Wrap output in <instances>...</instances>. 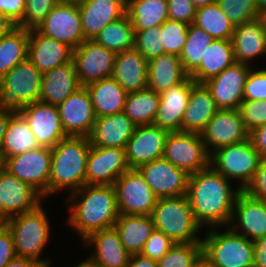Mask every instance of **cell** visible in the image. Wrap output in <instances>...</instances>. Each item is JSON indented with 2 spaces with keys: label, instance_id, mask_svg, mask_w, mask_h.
<instances>
[{
  "label": "cell",
  "instance_id": "obj_1",
  "mask_svg": "<svg viewBox=\"0 0 266 267\" xmlns=\"http://www.w3.org/2000/svg\"><path fill=\"white\" fill-rule=\"evenodd\" d=\"M231 181L211 165L189 175L187 198L197 223L203 228L229 226L239 187L233 190Z\"/></svg>",
  "mask_w": 266,
  "mask_h": 267
},
{
  "label": "cell",
  "instance_id": "obj_2",
  "mask_svg": "<svg viewBox=\"0 0 266 267\" xmlns=\"http://www.w3.org/2000/svg\"><path fill=\"white\" fill-rule=\"evenodd\" d=\"M68 224L82 241L92 233L114 227L119 211L113 185H84L69 194Z\"/></svg>",
  "mask_w": 266,
  "mask_h": 267
},
{
  "label": "cell",
  "instance_id": "obj_3",
  "mask_svg": "<svg viewBox=\"0 0 266 267\" xmlns=\"http://www.w3.org/2000/svg\"><path fill=\"white\" fill-rule=\"evenodd\" d=\"M91 148L89 137L67 136L51 148L48 197L69 189V194L86 185V165ZM57 192V193H56Z\"/></svg>",
  "mask_w": 266,
  "mask_h": 267
},
{
  "label": "cell",
  "instance_id": "obj_4",
  "mask_svg": "<svg viewBox=\"0 0 266 267\" xmlns=\"http://www.w3.org/2000/svg\"><path fill=\"white\" fill-rule=\"evenodd\" d=\"M156 230L174 243H202L200 229L192 213L187 195L159 198L151 213Z\"/></svg>",
  "mask_w": 266,
  "mask_h": 267
},
{
  "label": "cell",
  "instance_id": "obj_5",
  "mask_svg": "<svg viewBox=\"0 0 266 267\" xmlns=\"http://www.w3.org/2000/svg\"><path fill=\"white\" fill-rule=\"evenodd\" d=\"M40 204L32 211L21 213L6 220V227L11 232L18 257H26L38 261L42 265L51 264L50 259H41L51 238L50 222Z\"/></svg>",
  "mask_w": 266,
  "mask_h": 267
},
{
  "label": "cell",
  "instance_id": "obj_6",
  "mask_svg": "<svg viewBox=\"0 0 266 267\" xmlns=\"http://www.w3.org/2000/svg\"><path fill=\"white\" fill-rule=\"evenodd\" d=\"M225 228L224 233L219 227L207 229L202 239L203 257L214 267H253V241Z\"/></svg>",
  "mask_w": 266,
  "mask_h": 267
},
{
  "label": "cell",
  "instance_id": "obj_7",
  "mask_svg": "<svg viewBox=\"0 0 266 267\" xmlns=\"http://www.w3.org/2000/svg\"><path fill=\"white\" fill-rule=\"evenodd\" d=\"M262 159L249 137L214 151L210 155V165L230 181H240L239 189L245 191L253 181Z\"/></svg>",
  "mask_w": 266,
  "mask_h": 267
},
{
  "label": "cell",
  "instance_id": "obj_8",
  "mask_svg": "<svg viewBox=\"0 0 266 267\" xmlns=\"http://www.w3.org/2000/svg\"><path fill=\"white\" fill-rule=\"evenodd\" d=\"M42 73L27 58L0 79V105L11 110L39 101Z\"/></svg>",
  "mask_w": 266,
  "mask_h": 267
},
{
  "label": "cell",
  "instance_id": "obj_9",
  "mask_svg": "<svg viewBox=\"0 0 266 267\" xmlns=\"http://www.w3.org/2000/svg\"><path fill=\"white\" fill-rule=\"evenodd\" d=\"M119 214L151 215L158 197L138 169H129L113 185Z\"/></svg>",
  "mask_w": 266,
  "mask_h": 267
},
{
  "label": "cell",
  "instance_id": "obj_10",
  "mask_svg": "<svg viewBox=\"0 0 266 267\" xmlns=\"http://www.w3.org/2000/svg\"><path fill=\"white\" fill-rule=\"evenodd\" d=\"M163 158L189 175L210 165L201 134L195 132H169Z\"/></svg>",
  "mask_w": 266,
  "mask_h": 267
},
{
  "label": "cell",
  "instance_id": "obj_11",
  "mask_svg": "<svg viewBox=\"0 0 266 267\" xmlns=\"http://www.w3.org/2000/svg\"><path fill=\"white\" fill-rule=\"evenodd\" d=\"M51 161V148L40 146L5 159L3 168L28 183L45 199L48 197Z\"/></svg>",
  "mask_w": 266,
  "mask_h": 267
},
{
  "label": "cell",
  "instance_id": "obj_12",
  "mask_svg": "<svg viewBox=\"0 0 266 267\" xmlns=\"http://www.w3.org/2000/svg\"><path fill=\"white\" fill-rule=\"evenodd\" d=\"M116 53L94 40H85L73 50V62L81 86L112 77Z\"/></svg>",
  "mask_w": 266,
  "mask_h": 267
},
{
  "label": "cell",
  "instance_id": "obj_13",
  "mask_svg": "<svg viewBox=\"0 0 266 267\" xmlns=\"http://www.w3.org/2000/svg\"><path fill=\"white\" fill-rule=\"evenodd\" d=\"M200 134L211 155L219 148L247 140L250 133L238 109H219Z\"/></svg>",
  "mask_w": 266,
  "mask_h": 267
},
{
  "label": "cell",
  "instance_id": "obj_14",
  "mask_svg": "<svg viewBox=\"0 0 266 267\" xmlns=\"http://www.w3.org/2000/svg\"><path fill=\"white\" fill-rule=\"evenodd\" d=\"M17 111L27 121L40 146L53 148L67 137L56 105L37 101L21 107Z\"/></svg>",
  "mask_w": 266,
  "mask_h": 267
},
{
  "label": "cell",
  "instance_id": "obj_15",
  "mask_svg": "<svg viewBox=\"0 0 266 267\" xmlns=\"http://www.w3.org/2000/svg\"><path fill=\"white\" fill-rule=\"evenodd\" d=\"M36 29L73 50L85 41L78 5L56 4Z\"/></svg>",
  "mask_w": 266,
  "mask_h": 267
},
{
  "label": "cell",
  "instance_id": "obj_16",
  "mask_svg": "<svg viewBox=\"0 0 266 267\" xmlns=\"http://www.w3.org/2000/svg\"><path fill=\"white\" fill-rule=\"evenodd\" d=\"M57 107L66 136H90L97 117L86 86L78 88Z\"/></svg>",
  "mask_w": 266,
  "mask_h": 267
},
{
  "label": "cell",
  "instance_id": "obj_17",
  "mask_svg": "<svg viewBox=\"0 0 266 267\" xmlns=\"http://www.w3.org/2000/svg\"><path fill=\"white\" fill-rule=\"evenodd\" d=\"M43 196L28 183L0 169V216L5 220L37 208Z\"/></svg>",
  "mask_w": 266,
  "mask_h": 267
},
{
  "label": "cell",
  "instance_id": "obj_18",
  "mask_svg": "<svg viewBox=\"0 0 266 267\" xmlns=\"http://www.w3.org/2000/svg\"><path fill=\"white\" fill-rule=\"evenodd\" d=\"M128 166L125 149L91 146L86 165V185H114Z\"/></svg>",
  "mask_w": 266,
  "mask_h": 267
},
{
  "label": "cell",
  "instance_id": "obj_19",
  "mask_svg": "<svg viewBox=\"0 0 266 267\" xmlns=\"http://www.w3.org/2000/svg\"><path fill=\"white\" fill-rule=\"evenodd\" d=\"M251 65L235 62L204 84L219 109H238L244 100L243 91Z\"/></svg>",
  "mask_w": 266,
  "mask_h": 267
},
{
  "label": "cell",
  "instance_id": "obj_20",
  "mask_svg": "<svg viewBox=\"0 0 266 267\" xmlns=\"http://www.w3.org/2000/svg\"><path fill=\"white\" fill-rule=\"evenodd\" d=\"M138 170L158 198L187 194L189 174L164 158L143 164Z\"/></svg>",
  "mask_w": 266,
  "mask_h": 267
},
{
  "label": "cell",
  "instance_id": "obj_21",
  "mask_svg": "<svg viewBox=\"0 0 266 267\" xmlns=\"http://www.w3.org/2000/svg\"><path fill=\"white\" fill-rule=\"evenodd\" d=\"M169 132L158 126H136L132 137L125 146V153L130 169L163 158L166 139Z\"/></svg>",
  "mask_w": 266,
  "mask_h": 267
},
{
  "label": "cell",
  "instance_id": "obj_22",
  "mask_svg": "<svg viewBox=\"0 0 266 267\" xmlns=\"http://www.w3.org/2000/svg\"><path fill=\"white\" fill-rule=\"evenodd\" d=\"M229 227L251 241L266 236V202L241 191L236 198Z\"/></svg>",
  "mask_w": 266,
  "mask_h": 267
},
{
  "label": "cell",
  "instance_id": "obj_23",
  "mask_svg": "<svg viewBox=\"0 0 266 267\" xmlns=\"http://www.w3.org/2000/svg\"><path fill=\"white\" fill-rule=\"evenodd\" d=\"M196 82L188 76L160 94L159 108L153 124L168 132H181V122L189 102L191 87Z\"/></svg>",
  "mask_w": 266,
  "mask_h": 267
},
{
  "label": "cell",
  "instance_id": "obj_24",
  "mask_svg": "<svg viewBox=\"0 0 266 267\" xmlns=\"http://www.w3.org/2000/svg\"><path fill=\"white\" fill-rule=\"evenodd\" d=\"M83 243L95 247L86 259L90 264L98 267H128L131 254L124 248L115 227L92 233Z\"/></svg>",
  "mask_w": 266,
  "mask_h": 267
},
{
  "label": "cell",
  "instance_id": "obj_25",
  "mask_svg": "<svg viewBox=\"0 0 266 267\" xmlns=\"http://www.w3.org/2000/svg\"><path fill=\"white\" fill-rule=\"evenodd\" d=\"M72 58L71 47L40 33L36 28L29 29L28 59L42 74L72 61Z\"/></svg>",
  "mask_w": 266,
  "mask_h": 267
},
{
  "label": "cell",
  "instance_id": "obj_26",
  "mask_svg": "<svg viewBox=\"0 0 266 267\" xmlns=\"http://www.w3.org/2000/svg\"><path fill=\"white\" fill-rule=\"evenodd\" d=\"M85 40H93L109 23L126 15L127 0H87L78 6Z\"/></svg>",
  "mask_w": 266,
  "mask_h": 267
},
{
  "label": "cell",
  "instance_id": "obj_27",
  "mask_svg": "<svg viewBox=\"0 0 266 267\" xmlns=\"http://www.w3.org/2000/svg\"><path fill=\"white\" fill-rule=\"evenodd\" d=\"M235 61L250 65V60L266 54V19L259 17L253 21L235 26L232 36Z\"/></svg>",
  "mask_w": 266,
  "mask_h": 267
},
{
  "label": "cell",
  "instance_id": "obj_28",
  "mask_svg": "<svg viewBox=\"0 0 266 267\" xmlns=\"http://www.w3.org/2000/svg\"><path fill=\"white\" fill-rule=\"evenodd\" d=\"M135 128L124 112L98 117L89 136L91 146L125 149Z\"/></svg>",
  "mask_w": 266,
  "mask_h": 267
},
{
  "label": "cell",
  "instance_id": "obj_29",
  "mask_svg": "<svg viewBox=\"0 0 266 267\" xmlns=\"http://www.w3.org/2000/svg\"><path fill=\"white\" fill-rule=\"evenodd\" d=\"M80 87L72 60L42 74L39 101L58 106Z\"/></svg>",
  "mask_w": 266,
  "mask_h": 267
},
{
  "label": "cell",
  "instance_id": "obj_30",
  "mask_svg": "<svg viewBox=\"0 0 266 267\" xmlns=\"http://www.w3.org/2000/svg\"><path fill=\"white\" fill-rule=\"evenodd\" d=\"M112 77L127 92L148 87V61L135 48L116 53Z\"/></svg>",
  "mask_w": 266,
  "mask_h": 267
},
{
  "label": "cell",
  "instance_id": "obj_31",
  "mask_svg": "<svg viewBox=\"0 0 266 267\" xmlns=\"http://www.w3.org/2000/svg\"><path fill=\"white\" fill-rule=\"evenodd\" d=\"M218 110L207 86L195 83L183 114L181 132L201 133Z\"/></svg>",
  "mask_w": 266,
  "mask_h": 267
},
{
  "label": "cell",
  "instance_id": "obj_32",
  "mask_svg": "<svg viewBox=\"0 0 266 267\" xmlns=\"http://www.w3.org/2000/svg\"><path fill=\"white\" fill-rule=\"evenodd\" d=\"M188 76L177 55L162 53L148 61V88L157 94L182 83Z\"/></svg>",
  "mask_w": 266,
  "mask_h": 267
},
{
  "label": "cell",
  "instance_id": "obj_33",
  "mask_svg": "<svg viewBox=\"0 0 266 267\" xmlns=\"http://www.w3.org/2000/svg\"><path fill=\"white\" fill-rule=\"evenodd\" d=\"M231 40L214 39L200 65L189 75L196 83H205L235 63Z\"/></svg>",
  "mask_w": 266,
  "mask_h": 267
},
{
  "label": "cell",
  "instance_id": "obj_34",
  "mask_svg": "<svg viewBox=\"0 0 266 267\" xmlns=\"http://www.w3.org/2000/svg\"><path fill=\"white\" fill-rule=\"evenodd\" d=\"M96 117L123 112L128 93L113 77L86 85Z\"/></svg>",
  "mask_w": 266,
  "mask_h": 267
},
{
  "label": "cell",
  "instance_id": "obj_35",
  "mask_svg": "<svg viewBox=\"0 0 266 267\" xmlns=\"http://www.w3.org/2000/svg\"><path fill=\"white\" fill-rule=\"evenodd\" d=\"M115 229L119 233L124 248L132 255L142 252L147 239L154 231L150 215L119 214Z\"/></svg>",
  "mask_w": 266,
  "mask_h": 267
},
{
  "label": "cell",
  "instance_id": "obj_36",
  "mask_svg": "<svg viewBox=\"0 0 266 267\" xmlns=\"http://www.w3.org/2000/svg\"><path fill=\"white\" fill-rule=\"evenodd\" d=\"M37 143L25 118L16 111L10 118L6 133L3 136L1 146V158H7L22 154L26 151L37 149Z\"/></svg>",
  "mask_w": 266,
  "mask_h": 267
},
{
  "label": "cell",
  "instance_id": "obj_37",
  "mask_svg": "<svg viewBox=\"0 0 266 267\" xmlns=\"http://www.w3.org/2000/svg\"><path fill=\"white\" fill-rule=\"evenodd\" d=\"M126 14L135 30L161 26L169 19L168 0H127Z\"/></svg>",
  "mask_w": 266,
  "mask_h": 267
},
{
  "label": "cell",
  "instance_id": "obj_38",
  "mask_svg": "<svg viewBox=\"0 0 266 267\" xmlns=\"http://www.w3.org/2000/svg\"><path fill=\"white\" fill-rule=\"evenodd\" d=\"M160 94L150 88L128 93L124 114L136 125H152L159 108Z\"/></svg>",
  "mask_w": 266,
  "mask_h": 267
},
{
  "label": "cell",
  "instance_id": "obj_39",
  "mask_svg": "<svg viewBox=\"0 0 266 267\" xmlns=\"http://www.w3.org/2000/svg\"><path fill=\"white\" fill-rule=\"evenodd\" d=\"M29 29L16 27L0 38V79L28 58Z\"/></svg>",
  "mask_w": 266,
  "mask_h": 267
},
{
  "label": "cell",
  "instance_id": "obj_40",
  "mask_svg": "<svg viewBox=\"0 0 266 267\" xmlns=\"http://www.w3.org/2000/svg\"><path fill=\"white\" fill-rule=\"evenodd\" d=\"M93 40L108 50L120 53L134 48L135 29L126 14L122 18L107 24Z\"/></svg>",
  "mask_w": 266,
  "mask_h": 267
},
{
  "label": "cell",
  "instance_id": "obj_41",
  "mask_svg": "<svg viewBox=\"0 0 266 267\" xmlns=\"http://www.w3.org/2000/svg\"><path fill=\"white\" fill-rule=\"evenodd\" d=\"M194 24L205 30L212 38L222 40H231L235 29V25L216 2L196 9Z\"/></svg>",
  "mask_w": 266,
  "mask_h": 267
},
{
  "label": "cell",
  "instance_id": "obj_42",
  "mask_svg": "<svg viewBox=\"0 0 266 267\" xmlns=\"http://www.w3.org/2000/svg\"><path fill=\"white\" fill-rule=\"evenodd\" d=\"M214 40L195 24L188 25L187 41L179 55L185 71L190 75L201 63L208 45Z\"/></svg>",
  "mask_w": 266,
  "mask_h": 267
},
{
  "label": "cell",
  "instance_id": "obj_43",
  "mask_svg": "<svg viewBox=\"0 0 266 267\" xmlns=\"http://www.w3.org/2000/svg\"><path fill=\"white\" fill-rule=\"evenodd\" d=\"M202 257V243H175L157 262L158 267H194Z\"/></svg>",
  "mask_w": 266,
  "mask_h": 267
},
{
  "label": "cell",
  "instance_id": "obj_44",
  "mask_svg": "<svg viewBox=\"0 0 266 267\" xmlns=\"http://www.w3.org/2000/svg\"><path fill=\"white\" fill-rule=\"evenodd\" d=\"M216 3L235 26L261 17L256 0H216Z\"/></svg>",
  "mask_w": 266,
  "mask_h": 267
},
{
  "label": "cell",
  "instance_id": "obj_45",
  "mask_svg": "<svg viewBox=\"0 0 266 267\" xmlns=\"http://www.w3.org/2000/svg\"><path fill=\"white\" fill-rule=\"evenodd\" d=\"M188 25L168 19L160 26L164 53L179 56L187 41Z\"/></svg>",
  "mask_w": 266,
  "mask_h": 267
},
{
  "label": "cell",
  "instance_id": "obj_46",
  "mask_svg": "<svg viewBox=\"0 0 266 267\" xmlns=\"http://www.w3.org/2000/svg\"><path fill=\"white\" fill-rule=\"evenodd\" d=\"M134 48L142 54L147 61L164 53L160 26L145 30H135Z\"/></svg>",
  "mask_w": 266,
  "mask_h": 267
},
{
  "label": "cell",
  "instance_id": "obj_47",
  "mask_svg": "<svg viewBox=\"0 0 266 267\" xmlns=\"http://www.w3.org/2000/svg\"><path fill=\"white\" fill-rule=\"evenodd\" d=\"M58 3V0H26L24 19L18 27L37 28Z\"/></svg>",
  "mask_w": 266,
  "mask_h": 267
},
{
  "label": "cell",
  "instance_id": "obj_48",
  "mask_svg": "<svg viewBox=\"0 0 266 267\" xmlns=\"http://www.w3.org/2000/svg\"><path fill=\"white\" fill-rule=\"evenodd\" d=\"M238 110L249 133L266 123V100H243Z\"/></svg>",
  "mask_w": 266,
  "mask_h": 267
},
{
  "label": "cell",
  "instance_id": "obj_49",
  "mask_svg": "<svg viewBox=\"0 0 266 267\" xmlns=\"http://www.w3.org/2000/svg\"><path fill=\"white\" fill-rule=\"evenodd\" d=\"M251 69L243 91L244 100H266V71Z\"/></svg>",
  "mask_w": 266,
  "mask_h": 267
},
{
  "label": "cell",
  "instance_id": "obj_50",
  "mask_svg": "<svg viewBox=\"0 0 266 267\" xmlns=\"http://www.w3.org/2000/svg\"><path fill=\"white\" fill-rule=\"evenodd\" d=\"M175 243L163 232L154 229L141 252L143 256L158 261L161 259Z\"/></svg>",
  "mask_w": 266,
  "mask_h": 267
},
{
  "label": "cell",
  "instance_id": "obj_51",
  "mask_svg": "<svg viewBox=\"0 0 266 267\" xmlns=\"http://www.w3.org/2000/svg\"><path fill=\"white\" fill-rule=\"evenodd\" d=\"M169 19L194 24L196 8L191 0H168Z\"/></svg>",
  "mask_w": 266,
  "mask_h": 267
},
{
  "label": "cell",
  "instance_id": "obj_52",
  "mask_svg": "<svg viewBox=\"0 0 266 267\" xmlns=\"http://www.w3.org/2000/svg\"><path fill=\"white\" fill-rule=\"evenodd\" d=\"M245 191L266 202V158L261 160L253 181Z\"/></svg>",
  "mask_w": 266,
  "mask_h": 267
},
{
  "label": "cell",
  "instance_id": "obj_53",
  "mask_svg": "<svg viewBox=\"0 0 266 267\" xmlns=\"http://www.w3.org/2000/svg\"><path fill=\"white\" fill-rule=\"evenodd\" d=\"M26 0H0V12L17 26L23 21Z\"/></svg>",
  "mask_w": 266,
  "mask_h": 267
},
{
  "label": "cell",
  "instance_id": "obj_54",
  "mask_svg": "<svg viewBox=\"0 0 266 267\" xmlns=\"http://www.w3.org/2000/svg\"><path fill=\"white\" fill-rule=\"evenodd\" d=\"M15 257L16 253L13 236L5 226L0 231V267H5Z\"/></svg>",
  "mask_w": 266,
  "mask_h": 267
},
{
  "label": "cell",
  "instance_id": "obj_55",
  "mask_svg": "<svg viewBox=\"0 0 266 267\" xmlns=\"http://www.w3.org/2000/svg\"><path fill=\"white\" fill-rule=\"evenodd\" d=\"M249 137L256 151L262 158H266V123L250 132Z\"/></svg>",
  "mask_w": 266,
  "mask_h": 267
},
{
  "label": "cell",
  "instance_id": "obj_56",
  "mask_svg": "<svg viewBox=\"0 0 266 267\" xmlns=\"http://www.w3.org/2000/svg\"><path fill=\"white\" fill-rule=\"evenodd\" d=\"M253 267H266V236L253 241Z\"/></svg>",
  "mask_w": 266,
  "mask_h": 267
},
{
  "label": "cell",
  "instance_id": "obj_57",
  "mask_svg": "<svg viewBox=\"0 0 266 267\" xmlns=\"http://www.w3.org/2000/svg\"><path fill=\"white\" fill-rule=\"evenodd\" d=\"M16 111L17 110H11V109H8V108L0 105V154H1V146H2V142H3V136L6 133L11 116Z\"/></svg>",
  "mask_w": 266,
  "mask_h": 267
},
{
  "label": "cell",
  "instance_id": "obj_58",
  "mask_svg": "<svg viewBox=\"0 0 266 267\" xmlns=\"http://www.w3.org/2000/svg\"><path fill=\"white\" fill-rule=\"evenodd\" d=\"M128 267H158L156 260L143 256L141 253L130 256Z\"/></svg>",
  "mask_w": 266,
  "mask_h": 267
},
{
  "label": "cell",
  "instance_id": "obj_59",
  "mask_svg": "<svg viewBox=\"0 0 266 267\" xmlns=\"http://www.w3.org/2000/svg\"><path fill=\"white\" fill-rule=\"evenodd\" d=\"M42 264L26 257L16 256L5 267H41Z\"/></svg>",
  "mask_w": 266,
  "mask_h": 267
},
{
  "label": "cell",
  "instance_id": "obj_60",
  "mask_svg": "<svg viewBox=\"0 0 266 267\" xmlns=\"http://www.w3.org/2000/svg\"><path fill=\"white\" fill-rule=\"evenodd\" d=\"M17 25L0 12V38L9 34Z\"/></svg>",
  "mask_w": 266,
  "mask_h": 267
},
{
  "label": "cell",
  "instance_id": "obj_61",
  "mask_svg": "<svg viewBox=\"0 0 266 267\" xmlns=\"http://www.w3.org/2000/svg\"><path fill=\"white\" fill-rule=\"evenodd\" d=\"M196 9L205 7L216 2V0H191Z\"/></svg>",
  "mask_w": 266,
  "mask_h": 267
},
{
  "label": "cell",
  "instance_id": "obj_62",
  "mask_svg": "<svg viewBox=\"0 0 266 267\" xmlns=\"http://www.w3.org/2000/svg\"><path fill=\"white\" fill-rule=\"evenodd\" d=\"M260 16H266V0H256Z\"/></svg>",
  "mask_w": 266,
  "mask_h": 267
},
{
  "label": "cell",
  "instance_id": "obj_63",
  "mask_svg": "<svg viewBox=\"0 0 266 267\" xmlns=\"http://www.w3.org/2000/svg\"><path fill=\"white\" fill-rule=\"evenodd\" d=\"M87 0H58L61 4H70V5H81L84 4Z\"/></svg>",
  "mask_w": 266,
  "mask_h": 267
},
{
  "label": "cell",
  "instance_id": "obj_64",
  "mask_svg": "<svg viewBox=\"0 0 266 267\" xmlns=\"http://www.w3.org/2000/svg\"><path fill=\"white\" fill-rule=\"evenodd\" d=\"M194 267H214L204 257Z\"/></svg>",
  "mask_w": 266,
  "mask_h": 267
},
{
  "label": "cell",
  "instance_id": "obj_65",
  "mask_svg": "<svg viewBox=\"0 0 266 267\" xmlns=\"http://www.w3.org/2000/svg\"><path fill=\"white\" fill-rule=\"evenodd\" d=\"M77 267H98L95 265L90 264L88 261L84 260L80 264L76 265Z\"/></svg>",
  "mask_w": 266,
  "mask_h": 267
},
{
  "label": "cell",
  "instance_id": "obj_66",
  "mask_svg": "<svg viewBox=\"0 0 266 267\" xmlns=\"http://www.w3.org/2000/svg\"><path fill=\"white\" fill-rule=\"evenodd\" d=\"M6 226V220L0 216V231Z\"/></svg>",
  "mask_w": 266,
  "mask_h": 267
},
{
  "label": "cell",
  "instance_id": "obj_67",
  "mask_svg": "<svg viewBox=\"0 0 266 267\" xmlns=\"http://www.w3.org/2000/svg\"><path fill=\"white\" fill-rule=\"evenodd\" d=\"M3 167V160L1 158V155H0V169Z\"/></svg>",
  "mask_w": 266,
  "mask_h": 267
},
{
  "label": "cell",
  "instance_id": "obj_68",
  "mask_svg": "<svg viewBox=\"0 0 266 267\" xmlns=\"http://www.w3.org/2000/svg\"><path fill=\"white\" fill-rule=\"evenodd\" d=\"M51 264H48V265H42L41 267H50ZM74 267H77V266H74Z\"/></svg>",
  "mask_w": 266,
  "mask_h": 267
}]
</instances>
